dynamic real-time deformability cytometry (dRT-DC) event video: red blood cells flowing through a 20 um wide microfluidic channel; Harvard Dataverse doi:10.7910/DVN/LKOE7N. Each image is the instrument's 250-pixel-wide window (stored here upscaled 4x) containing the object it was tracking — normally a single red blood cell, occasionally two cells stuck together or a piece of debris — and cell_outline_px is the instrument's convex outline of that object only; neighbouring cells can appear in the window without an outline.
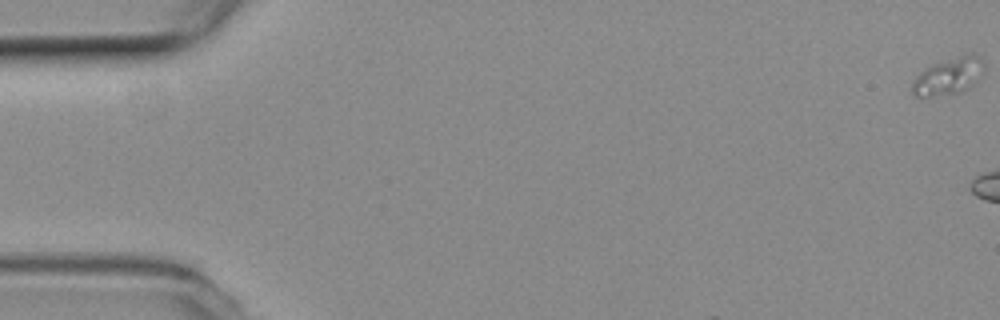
{"species": "common noctule bat (a hibernating species)", "species_latin": "Nyctalus noctula", "temperature_condition": "room temperature", "stored_images_in_passage": 6, "camera_frame_rate_fps": 3000, "um_per_image_px": 0.085, "animal": {"sex": "female", "body_mass_g": 19.3, "forearm_length_mm": 54.1}, "frame": {"image": 1, "passage_image": 1, "time_ms": 0.0, "image_size_px": [1000, 320], "cell_outline_px": [[984, 72], [964, 92], [932, 96], [912, 96], [912, 84], [916, 76], [924, 68], [932, 64], [972, 52], [980, 60], [984, 68]], "centroid_in_image_um": [80.59, 6.49], "position_along_channel_um": 4.4, "area_um2": 15.32}}